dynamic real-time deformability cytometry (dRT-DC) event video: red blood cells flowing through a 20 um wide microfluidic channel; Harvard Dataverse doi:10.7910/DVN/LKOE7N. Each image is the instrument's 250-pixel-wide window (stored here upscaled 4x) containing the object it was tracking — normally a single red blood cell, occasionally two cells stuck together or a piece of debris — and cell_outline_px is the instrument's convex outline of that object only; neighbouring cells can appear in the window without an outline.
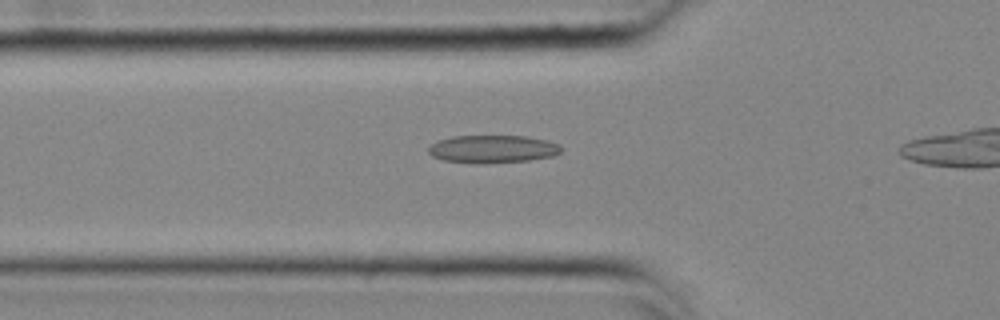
{"species": "common noctule bat (a hibernating species)", "species_latin": "Nyctalus noctula", "temperature_condition": "cold", "stored_images_in_passage": 23, "camera_frame_rate_fps": 3000, "um_per_image_px": 0.085, "animal": {"sex": "female", "body_mass_g": 25.1}, "frame": {"image": 1, "passage_image": 11, "time_ms": 3.333, "image_size_px": [1000, 320], "cell_outline_px": [[560, 152], [552, 156], [528, 160], [480, 164], [472, 164], [444, 160], [432, 156], [428, 152], [428, 148], [432, 144], [440, 140], [452, 136], [524, 136], [548, 140], [560, 144]], "centroid_in_image_um": [41.86, 12.67], "position_along_channel_um": 83.9, "area_um2": 21.5}}
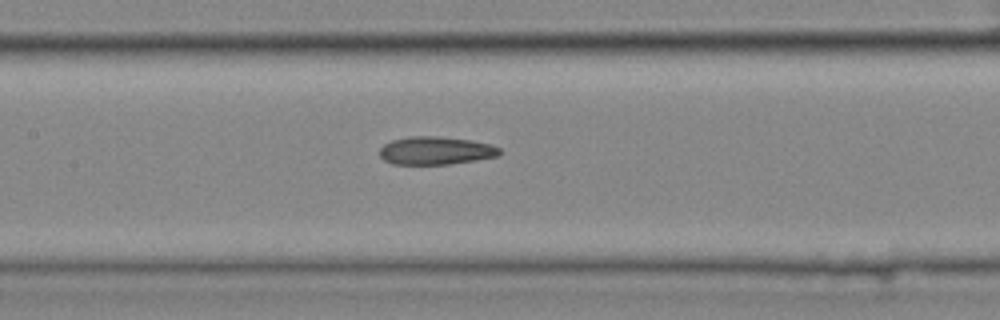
{"frame": {"image": 2, "passage_image": 18, "time_ms": 5.667, "image_size_px": [1000, 320], "cell_outline_px": [[500, 156], [476, 160], [448, 164], [392, 164], [384, 160], [380, 156], [380, 148], [384, 144], [392, 140], [408, 136], [436, 136], [472, 140], [492, 144], [500, 148]], "centroid_in_image_um": [37.05, 12.8], "position_along_channel_um": 170.4, "area_um2": 19.71}}
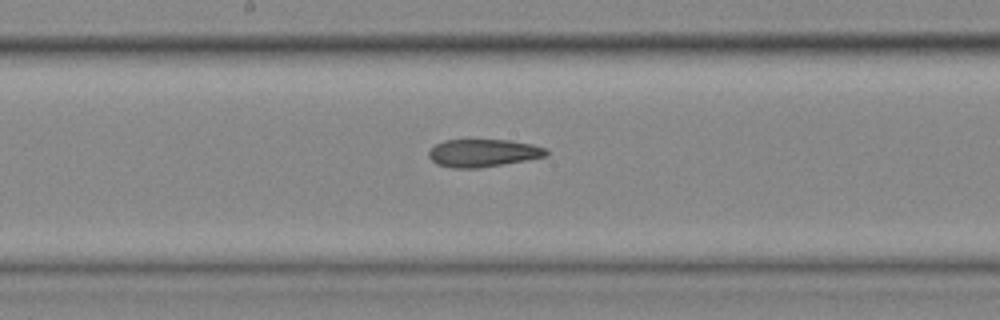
{"frame": {"image": 3, "passage_image": 21, "time_ms": 6.667, "image_size_px": [1000, 320], "cell_outline_px": [[548, 156], [528, 160], [480, 168], [452, 168], [436, 164], [428, 156], [428, 152], [436, 144], [444, 140], [508, 140], [532, 144], [544, 148], [548, 152]], "centroid_in_image_um": [41.06, 13.01], "position_along_channel_um": 207.1, "area_um2": 19.02}}